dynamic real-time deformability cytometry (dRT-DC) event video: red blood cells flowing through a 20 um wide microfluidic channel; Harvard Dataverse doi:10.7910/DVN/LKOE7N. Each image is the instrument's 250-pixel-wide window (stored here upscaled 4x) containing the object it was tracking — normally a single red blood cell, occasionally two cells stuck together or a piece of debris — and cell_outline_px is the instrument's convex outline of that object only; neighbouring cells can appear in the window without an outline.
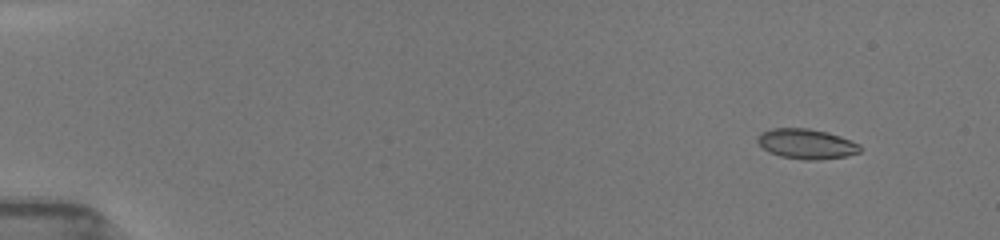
{"species": "common noctule bat (a hibernating species)", "species_latin": "Nyctalus noctula", "temperature_condition": "room temperature", "stored_images_in_passage": 9, "camera_frame_rate_fps": 3000, "um_per_image_px": 0.085, "animal": {"sex": "female", "body_mass_g": 19.5, "forearm_length_mm": 54.1}, "frame": {"image": 1, "passage_image": 4, "time_ms": 1.333, "image_size_px": [1000, 240], "cell_outline_px": [[860, 152], [844, 156], [812, 160], [780, 156], [764, 148], [760, 144], [760, 136], [764, 132], [776, 128], [804, 128], [824, 132], [860, 144]], "centroid_in_image_um": [68.57, 12.24], "position_along_channel_um": 16.4, "area_um2": 16.94}}
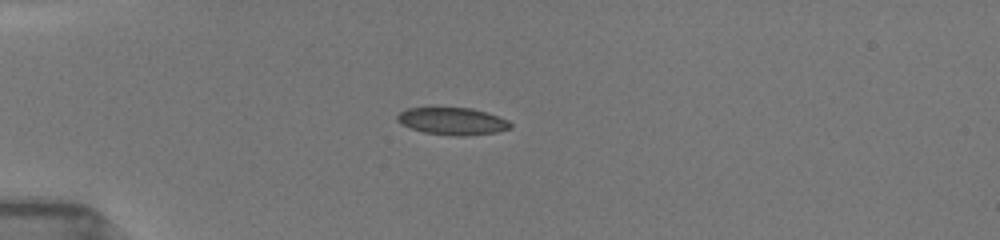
{"frame": {"image": 2, "passage_image": 7, "time_ms": 4.667, "image_size_px": [1000, 240], "cell_outline_px": [[512, 124], [508, 128], [492, 132], [464, 136], [456, 136], [424, 132], [412, 128], [396, 120], [396, 116], [400, 112], [408, 108], [472, 108], [508, 120]], "centroid_in_image_um": [38.42, 10.29], "position_along_channel_um": 46.6, "area_um2": 17.46}}
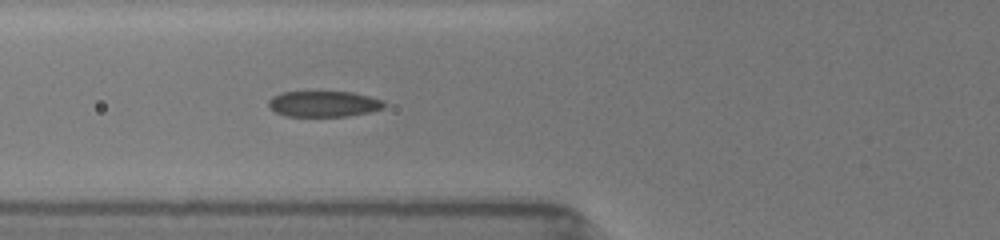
{"frame": {"image": 3, "passage_image": 9, "time_ms": 6.667, "image_size_px": [1000, 240], "cell_outline_px": [[384, 108], [368, 112], [348, 116], [288, 116], [276, 112], [268, 104], [268, 100], [272, 96], [280, 92], [352, 92], [384, 100]], "centroid_in_image_um": [27.51, 8.82], "position_along_channel_um": 98.3, "area_um2": 17.28}}